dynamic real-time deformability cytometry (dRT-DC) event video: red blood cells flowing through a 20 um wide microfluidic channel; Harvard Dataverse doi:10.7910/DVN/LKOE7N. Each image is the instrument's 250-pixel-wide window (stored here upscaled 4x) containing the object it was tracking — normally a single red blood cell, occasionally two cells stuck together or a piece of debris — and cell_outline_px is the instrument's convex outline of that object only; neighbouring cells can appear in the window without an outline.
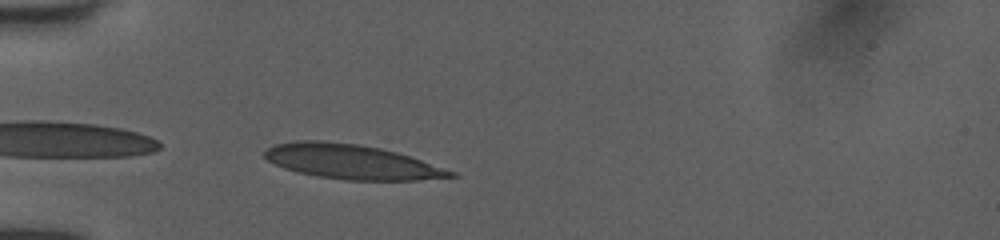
{"species": "human", "species_latin": "Homo sapiens", "temperature_condition": "room temperature", "stored_images_in_passage": 36, "camera_frame_rate_fps": 3000, "um_per_image_px": 0.085, "donor": {"sex": "female"}, "frame": {"image": 1, "passage_image": 1, "time_ms": 0.0, "image_size_px": [1000, 240], "cell_outline_px": [[460, 176], [420, 180], [348, 180], [316, 176], [296, 172], [284, 168], [268, 160], [264, 156], [264, 152], [272, 144], [292, 140], [320, 140], [356, 144], [380, 148], [396, 152], [456, 172]], "centroid_in_image_um": [29.84, 13.75], "position_along_channel_um": 55.2, "area_um2": 37.4}}
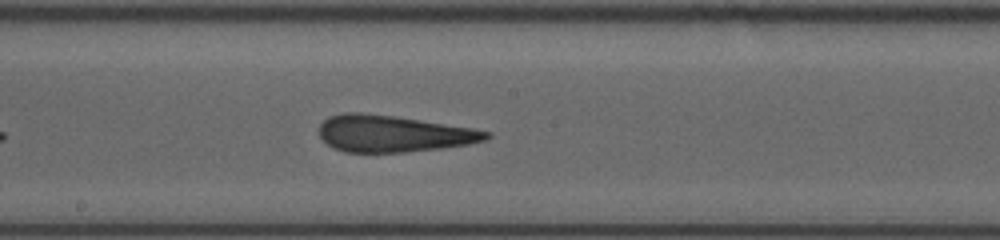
{"frame": {"image": 2, "passage_image": 14, "time_ms": 4.333, "image_size_px": [1000, 240], "cell_outline_px": [[492, 136], [484, 140], [468, 144], [440, 148], [404, 152], [344, 152], [332, 148], [320, 140], [320, 124], [328, 116], [344, 112], [360, 112], [392, 116], [472, 128], [492, 132]], "centroid_in_image_um": [33.36, 11.36], "position_along_channel_um": 214.8, "area_um2": 35.6}}
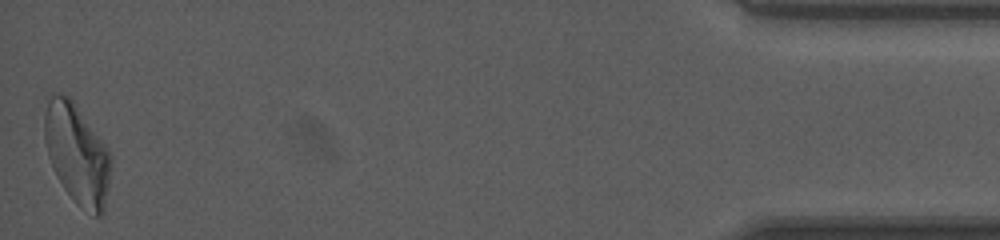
{"frame": {"image": 3, "passage_image": 36, "time_ms": 11.667, "image_size_px": [1000, 240], "cell_outline_px": [[112, 160], [108, 188], [104, 212], [100, 216], [96, 216], [80, 208], [76, 204], [64, 188], [48, 156], [44, 136], [44, 116], [48, 100], [56, 92], [68, 96], [72, 100], [108, 152]], "centroid_in_image_um": [6.54, 13.14], "position_along_channel_um": 428.7, "area_um2": 37.86}, "authors_computed_cell_mechanics": {"area_um2": 35.9805, "velocity_mm_per_s": 4.0227, "shape_relaxation_time_tau1_ms": 10.1358, "shape_relaxation_time_tau2_ms": 2.0713, "deformation_change_tau1": 0.2756, "deformation_change_tau2": 0.1449}}